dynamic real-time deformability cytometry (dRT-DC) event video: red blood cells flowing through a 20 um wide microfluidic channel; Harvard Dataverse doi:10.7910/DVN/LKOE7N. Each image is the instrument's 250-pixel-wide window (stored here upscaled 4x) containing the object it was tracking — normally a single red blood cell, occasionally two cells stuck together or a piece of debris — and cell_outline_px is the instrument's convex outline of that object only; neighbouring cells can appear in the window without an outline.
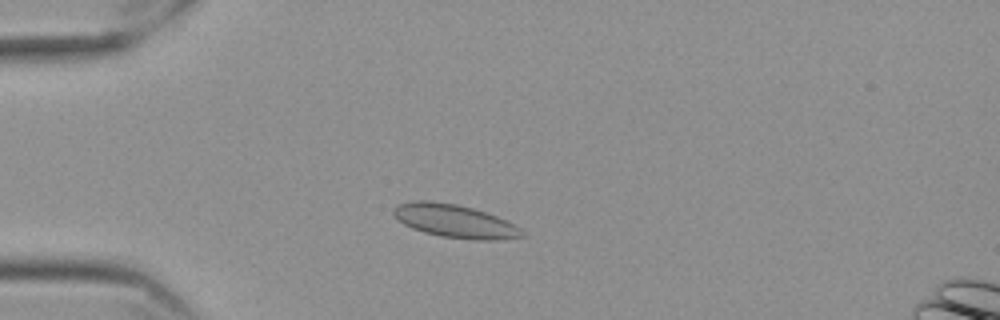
{"species": "Egyptian fruit bat (a non-hibernating species)", "species_latin": "Rousettus aegyptiacus", "temperature_condition": "cold", "stored_images_in_passage": 49, "camera_frame_rate_fps": 3000, "um_per_image_px": 0.085, "frame": {"image": 1, "passage_image": 6, "time_ms": 1.667, "image_size_px": [1000, 320], "cell_outline_px": [[528, 236], [500, 240], [476, 240], [440, 236], [424, 232], [412, 228], [404, 224], [392, 212], [392, 208], [396, 204], [420, 200], [424, 200], [456, 204], [472, 208], [496, 216], [520, 228]], "centroid_in_image_um": [38.67, 18.8], "position_along_channel_um": 46.3, "area_um2": 24.68}}
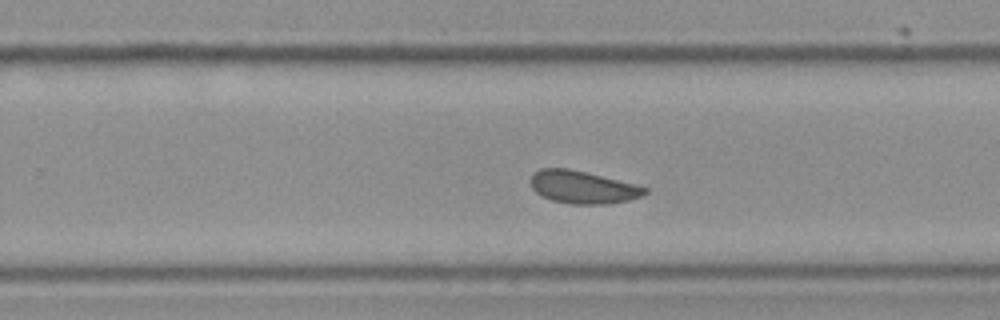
{"frame": {"image": 2, "passage_image": 28, "time_ms": 9.0, "image_size_px": [1000, 320], "cell_outline_px": [[648, 192], [640, 196], [628, 200], [608, 204], [572, 204], [552, 200], [536, 192], [532, 188], [532, 172], [540, 168], [568, 168], [636, 184], [648, 188]], "centroid_in_image_um": [49.54, 15.9], "position_along_channel_um": 280.3, "area_um2": 21.56}}
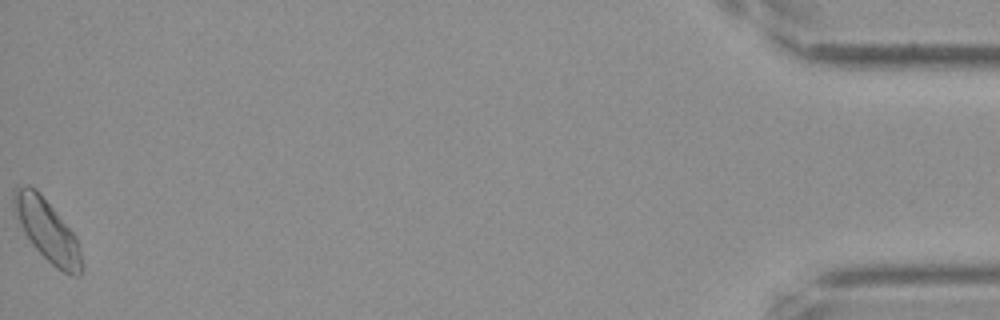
{"frame": {"image": 3, "passage_image": 49, "time_ms": 16.0, "image_size_px": [1000, 320], "cell_outline_px": [[80, 276], [72, 276], [64, 272], [52, 264], [32, 244], [24, 232], [12, 208], [12, 192], [16, 188], [24, 184], [28, 184], [36, 188], [72, 232], [80, 248]], "centroid_in_image_um": [3.94, 19.52], "position_along_channel_um": 431.3, "area_um2": 23.76}, "authors_computed_cell_mechanics": {"area_um2": 21.964, "velocity_mm_per_s": 3.4773, "shape_relaxation_time_tau1_ms": null, "shape_relaxation_time_tau2_ms": 2.561, "deformation_change_tau1": null, "deformation_change_tau2": 0.0404}}